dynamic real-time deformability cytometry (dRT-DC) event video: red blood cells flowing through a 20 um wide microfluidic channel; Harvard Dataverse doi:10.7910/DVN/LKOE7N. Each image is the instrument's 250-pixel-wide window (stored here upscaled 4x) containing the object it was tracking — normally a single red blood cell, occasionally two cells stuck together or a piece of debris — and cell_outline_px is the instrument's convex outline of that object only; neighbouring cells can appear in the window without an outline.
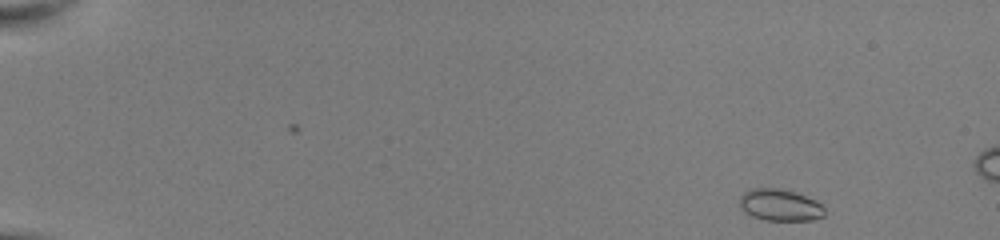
{"species": "common noctule bat (a hibernating species)", "species_latin": "Nyctalus noctula", "temperature_condition": "room temperature", "stored_images_in_passage": 50, "camera_frame_rate_fps": 3000, "um_per_image_px": 0.085, "animal": {"sex": "female", "body_mass_g": 22.0, "forearm_length_mm": 56.7}, "frame": {"image": 1, "passage_image": 3, "time_ms": 0.667, "image_size_px": [1000, 240], "cell_outline_px": [[824, 216], [812, 220], [764, 220], [752, 216], [744, 212], [740, 208], [740, 196], [748, 188], [780, 188], [796, 192], [816, 200], [824, 208]], "centroid_in_image_um": [66.27, 17.42], "position_along_channel_um": 18.7, "area_um2": 15.9}}
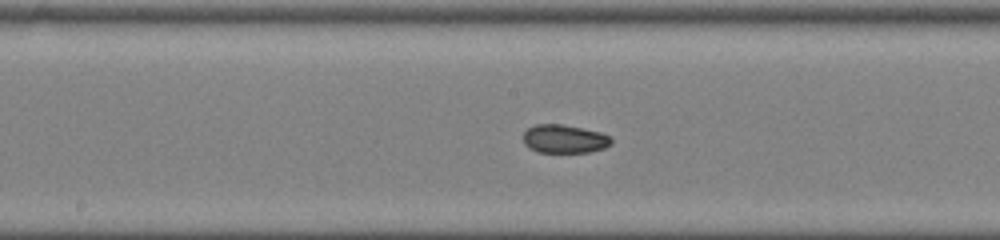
{"frame": {"image": 2, "passage_image": 27, "time_ms": 8.667, "image_size_px": [1000, 240], "cell_outline_px": [[612, 144], [604, 148], [588, 152], [540, 152], [528, 148], [524, 144], [524, 132], [528, 128], [536, 124], [560, 124], [600, 132], [608, 136], [612, 140]], "centroid_in_image_um": [47.95, 11.81], "position_along_channel_um": 200.2, "area_um2": 14.45}}
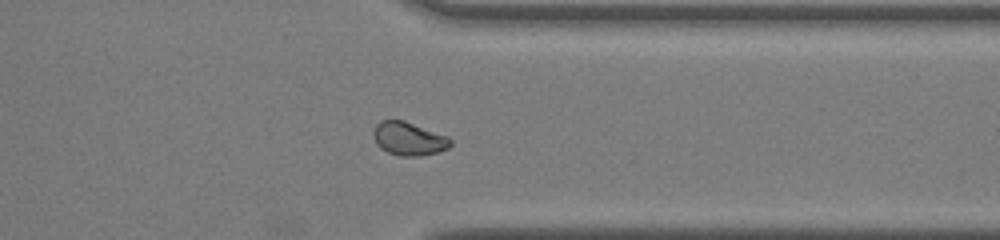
{"frame": {"image": 3, "passage_image": 40, "time_ms": 13.0, "image_size_px": [1000, 240], "cell_outline_px": [[452, 144], [448, 148], [436, 152], [420, 156], [400, 156], [388, 152], [380, 148], [376, 144], [372, 136], [372, 132], [376, 124], [380, 120], [404, 120], [448, 136], [452, 140]], "centroid_in_image_um": [34.72, 11.78], "position_along_channel_um": 376.7, "area_um2": 15.14}}